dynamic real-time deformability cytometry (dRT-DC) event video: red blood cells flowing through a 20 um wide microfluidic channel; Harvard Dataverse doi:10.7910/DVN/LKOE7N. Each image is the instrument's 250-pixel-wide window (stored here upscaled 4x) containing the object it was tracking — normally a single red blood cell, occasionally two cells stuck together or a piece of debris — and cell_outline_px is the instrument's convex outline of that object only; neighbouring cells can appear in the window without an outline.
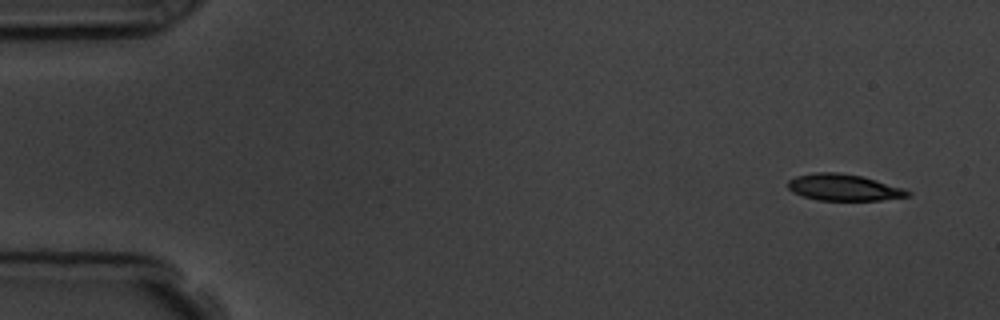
{"species": "common noctule bat (a hibernating species)", "species_latin": "Nyctalus noctula", "temperature_condition": "room temperature", "stored_images_in_passage": 5, "camera_frame_rate_fps": 3000, "um_per_image_px": 0.085, "animal": {"sex": "male", "body_mass_g": 19.5, "forearm_length_mm": 54.6}, "frame": {"image": 1, "passage_image": 1, "time_ms": 0.0, "image_size_px": [1000, 320], "cell_outline_px": [[912, 196], [880, 200], [816, 200], [792, 192], [788, 188], [788, 180], [796, 176], [816, 172], [836, 172], [860, 176], [876, 180], [904, 188], [912, 192]], "centroid_in_image_um": [71.73, 15.93], "position_along_channel_um": 13.3, "area_um2": 18.5}}
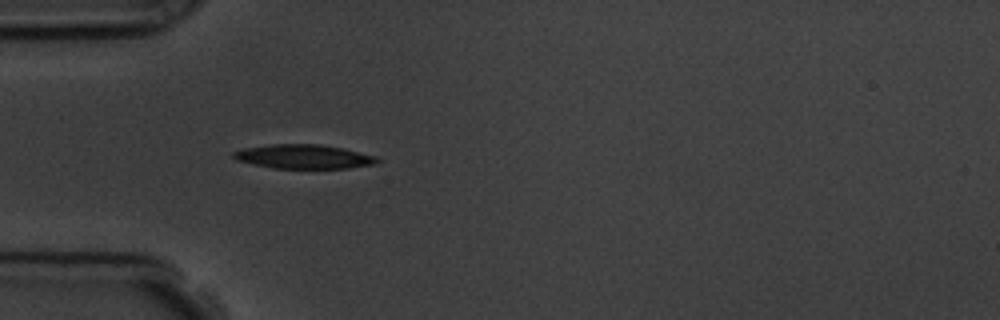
{"frame": {"image": 2, "passage_image": 5, "time_ms": 4.333, "image_size_px": [1000, 320], "cell_outline_px": [[380, 160], [376, 164], [348, 168], [272, 168], [252, 164], [236, 160], [232, 156], [232, 152], [244, 148], [272, 144], [320, 144], [340, 148], [376, 156]], "centroid_in_image_um": [25.78, 13.31], "position_along_channel_um": 59.2, "area_um2": 20.11}}